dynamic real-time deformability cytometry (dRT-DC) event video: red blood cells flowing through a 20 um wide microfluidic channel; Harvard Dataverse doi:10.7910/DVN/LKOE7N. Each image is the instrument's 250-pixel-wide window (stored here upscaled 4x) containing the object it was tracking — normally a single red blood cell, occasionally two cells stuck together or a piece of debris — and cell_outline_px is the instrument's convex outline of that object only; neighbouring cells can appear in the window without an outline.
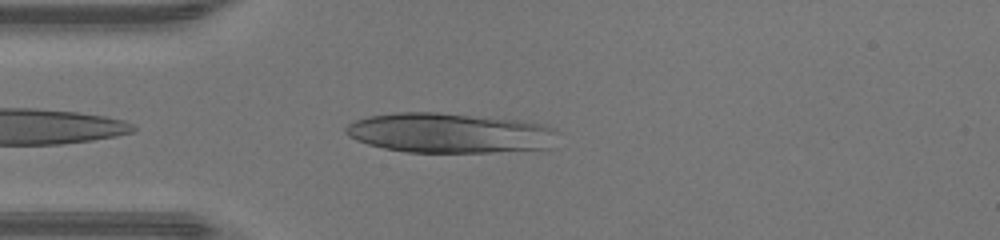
{"species": "human", "species_latin": "Homo sapiens", "temperature_condition": "warm", "stored_images_in_passage": 30, "camera_frame_rate_fps": 3000, "um_per_image_px": 0.085, "donor": {"sex": "male"}, "frame": {"image": 1, "passage_image": 2, "time_ms": 0.333, "image_size_px": [1000, 240], "cell_outline_px": [[560, 132], [552, 148], [488, 152], [408, 152], [384, 148], [368, 144], [356, 140], [348, 136], [344, 132], [344, 128], [348, 124], [356, 120], [368, 116], [396, 112], [436, 112], [520, 120], [540, 124], [556, 128]], "centroid_in_image_um": [38.25, 11.3], "position_along_channel_um": 46.8, "area_um2": 49.65}}
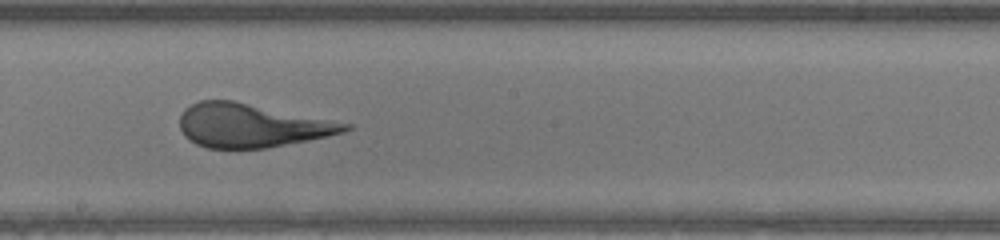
{"frame": {"image": 2, "passage_image": 15, "time_ms": 4.667, "image_size_px": [1000, 240], "cell_outline_px": [[352, 128], [344, 132], [328, 136], [264, 148], [208, 148], [196, 144], [188, 140], [184, 136], [180, 128], [180, 116], [184, 108], [200, 100], [232, 100], [352, 124]], "centroid_in_image_um": [21.33, 10.66], "position_along_channel_um": 226.9, "area_um2": 41.73}}
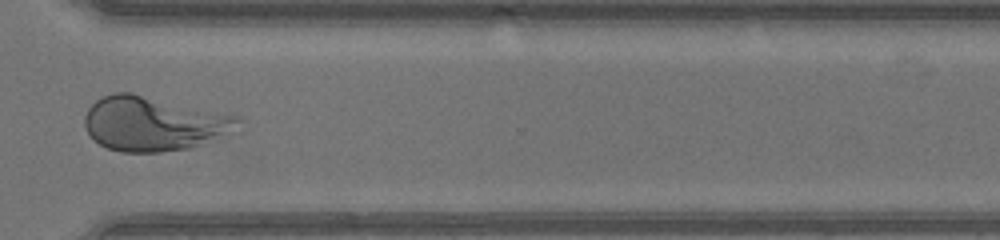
{"frame": {"image": 3, "passage_image": 24, "time_ms": 7.667, "image_size_px": [1000, 240], "cell_outline_px": [[240, 132], [228, 136], [188, 148], [160, 152], [124, 152], [108, 148], [100, 144], [88, 132], [84, 124], [84, 116], [88, 108], [96, 100], [112, 92], [132, 92], [236, 116], [240, 120]], "centroid_in_image_um": [13.1, 10.51], "position_along_channel_um": 357.5, "area_um2": 48.78}}